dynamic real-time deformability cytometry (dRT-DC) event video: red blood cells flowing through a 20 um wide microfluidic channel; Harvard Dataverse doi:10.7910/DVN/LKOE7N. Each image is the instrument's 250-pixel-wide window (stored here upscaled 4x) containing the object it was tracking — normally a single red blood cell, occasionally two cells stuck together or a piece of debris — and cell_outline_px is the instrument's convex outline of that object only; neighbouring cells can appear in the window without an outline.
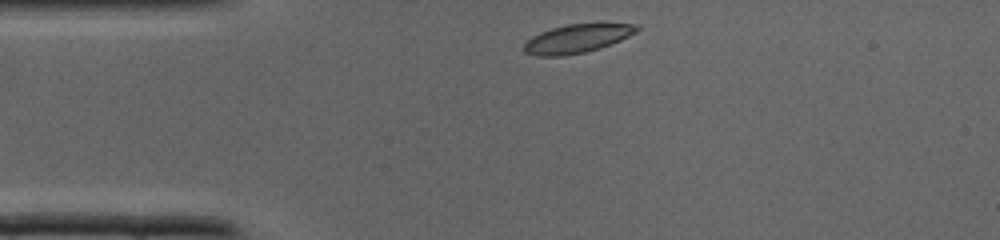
{"species": "common noctule bat (a hibernating species)", "species_latin": "Nyctalus noctula", "temperature_condition": "cold", "stored_images_in_passage": 26, "camera_frame_rate_fps": 3000, "um_per_image_px": 0.085, "animal": {"sex": "male", "body_mass_g": 19.0, "forearm_length_mm": 50.8}, "frame": {"image": 1, "passage_image": 1, "time_ms": 0.0, "image_size_px": [1000, 240], "cell_outline_px": [[640, 28], [636, 32], [620, 40], [600, 48], [584, 52], [560, 56], [536, 56], [524, 52], [524, 44], [532, 36], [540, 32], [552, 28], [568, 24], [640, 24]], "centroid_in_image_um": [49.04, 3.28], "position_along_channel_um": 36.0, "area_um2": 18.55}}
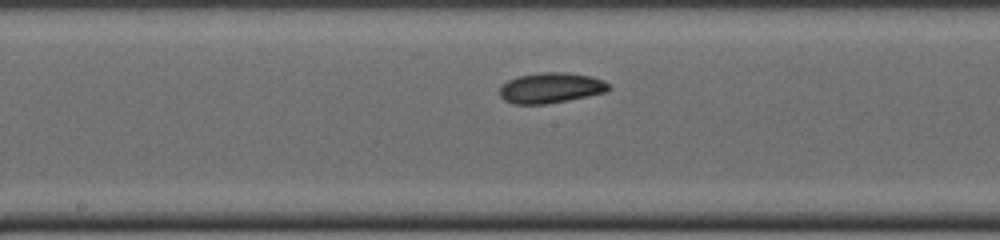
{"frame": {"image": 2, "passage_image": 12, "time_ms": 3.667, "image_size_px": [1000, 240], "cell_outline_px": [[612, 88], [608, 92], [568, 100], [544, 104], [512, 104], [504, 100], [500, 96], [500, 88], [508, 80], [516, 76], [544, 72], [568, 72], [592, 76], [604, 80]], "centroid_in_image_um": [46.85, 7.46], "position_along_channel_um": 201.3, "area_um2": 19.54}}
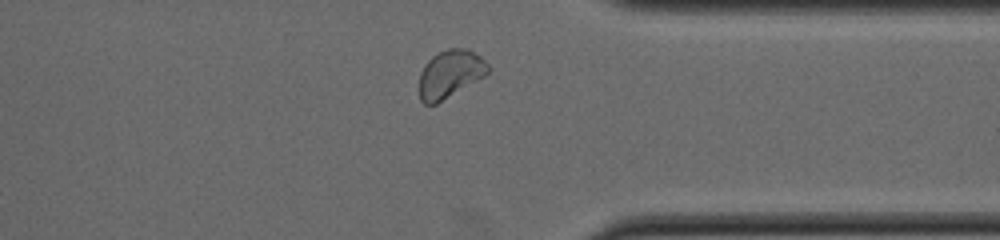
{"frame": {"image": 3, "passage_image": 22, "time_ms": 7.0, "image_size_px": [1000, 240], "cell_outline_px": [[492, 68], [484, 76], [436, 104], [424, 104], [420, 100], [420, 72], [424, 64], [432, 56], [448, 48], [468, 48], [480, 56]], "centroid_in_image_um": [38.26, 6.27], "position_along_channel_um": 373.1, "area_um2": 19.07}}